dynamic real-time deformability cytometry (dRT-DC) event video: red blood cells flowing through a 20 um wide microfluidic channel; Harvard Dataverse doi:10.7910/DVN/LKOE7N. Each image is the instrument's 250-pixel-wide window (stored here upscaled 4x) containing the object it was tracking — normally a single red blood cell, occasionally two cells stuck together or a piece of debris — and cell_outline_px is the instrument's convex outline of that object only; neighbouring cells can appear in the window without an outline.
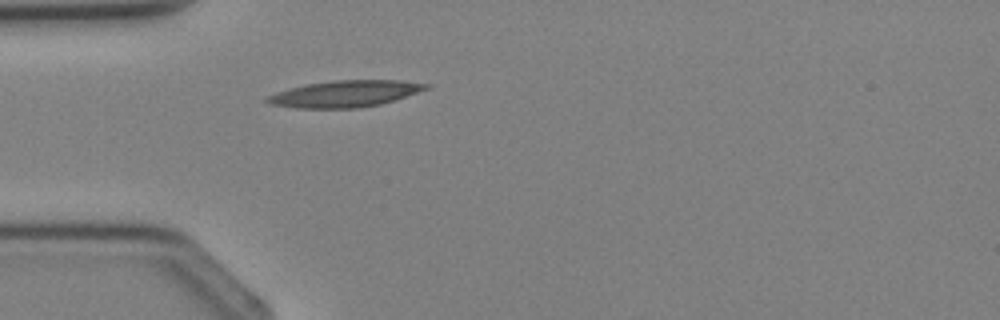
{"species": "Egyptian fruit bat (a non-hibernating species)", "species_latin": "Rousettus aegyptiacus", "temperature_condition": "cold", "stored_images_in_passage": 3, "camera_frame_rate_fps": 3000, "um_per_image_px": 0.085, "animal": {"sex": "female"}, "frame": {"image": 1, "passage_image": 3, "time_ms": 3.333, "image_size_px": [1000, 320], "cell_outline_px": [[428, 88], [396, 100], [380, 104], [360, 108], [296, 108], [268, 104], [264, 100], [268, 96], [276, 92], [308, 84], [332, 80], [400, 80], [428, 84]], "centroid_in_image_um": [29.31, 7.98], "position_along_channel_um": 55.7, "area_um2": 24.45}}